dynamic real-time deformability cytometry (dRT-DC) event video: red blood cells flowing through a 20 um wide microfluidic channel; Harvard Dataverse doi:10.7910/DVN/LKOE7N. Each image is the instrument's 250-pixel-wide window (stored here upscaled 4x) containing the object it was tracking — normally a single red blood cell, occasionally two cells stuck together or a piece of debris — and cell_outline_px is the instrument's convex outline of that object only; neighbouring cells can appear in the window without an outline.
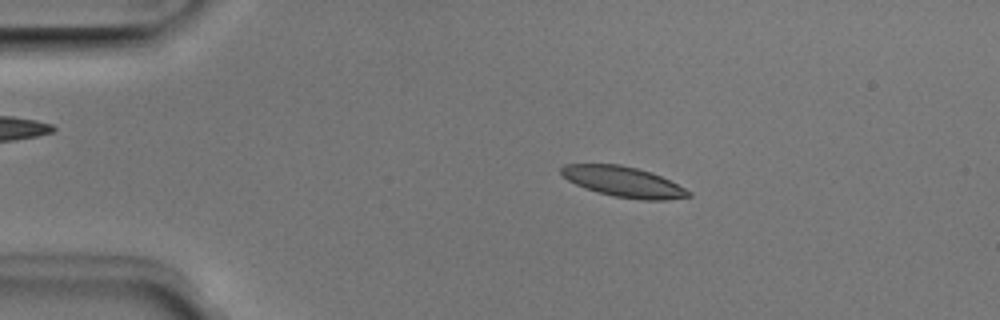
{"species": "Egyptian fruit bat (a non-hibernating species)", "species_latin": "Rousettus aegyptiacus", "temperature_condition": "room temperature", "stored_images_in_passage": 51, "camera_frame_rate_fps": 3000, "um_per_image_px": 0.085, "animal": {"sex": "male"}, "frame": {"image": 1, "passage_image": 10, "time_ms": 3.0, "image_size_px": [1000, 320], "cell_outline_px": [[692, 196], [664, 200], [644, 200], [612, 196], [584, 188], [568, 180], [560, 172], [560, 168], [564, 164], [620, 164], [652, 172], [692, 192]], "centroid_in_image_um": [52.98, 15.45], "position_along_channel_um": 32.0, "area_um2": 22.43}}
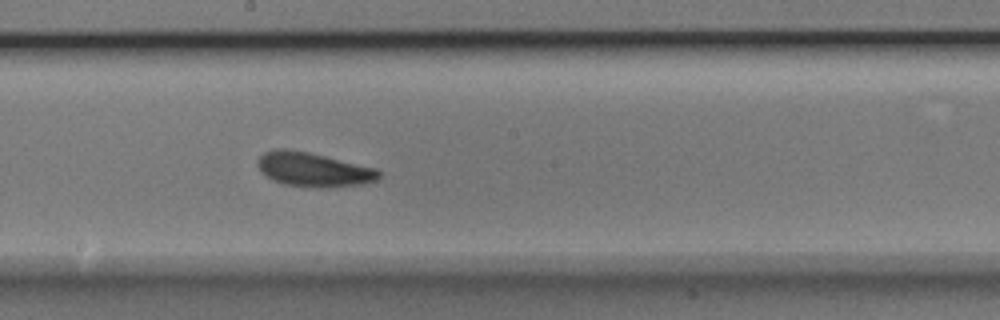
{"frame": {"image": 2, "passage_image": 28, "time_ms": 9.0, "image_size_px": [1000, 320], "cell_outline_px": [[380, 176], [376, 180], [364, 184], [328, 188], [320, 188], [284, 184], [272, 180], [260, 172], [256, 164], [256, 160], [264, 152], [276, 148], [284, 148], [308, 152], [376, 168], [380, 172]], "centroid_in_image_um": [26.6, 14.41], "position_along_channel_um": 221.6, "area_um2": 24.33}}
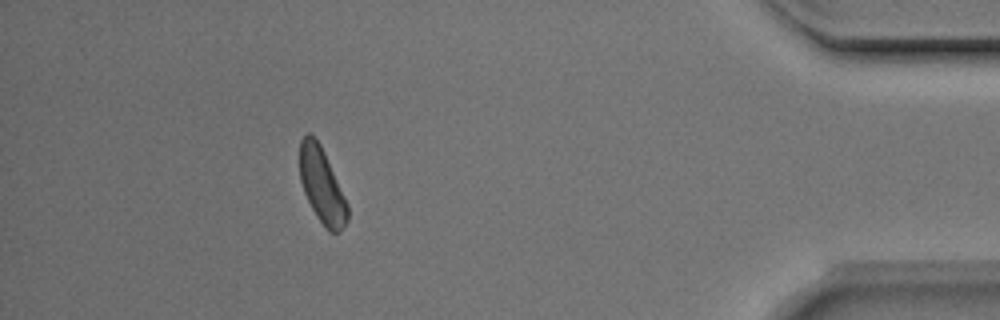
{"frame": {"image": 3, "passage_image": 46, "time_ms": 15.0, "image_size_px": [1000, 320], "cell_outline_px": [[348, 220], [336, 232], [328, 232], [324, 228], [316, 216], [304, 192], [300, 180], [300, 140], [308, 132], [320, 144], [324, 152], [348, 204]], "centroid_in_image_um": [27.35, 15.79], "position_along_channel_um": 407.9, "area_um2": 20.58}, "authors_computed_cell_mechanics": {"area_um2": 22.3108, "velocity_mm_per_s": 3.9724, "shape_relaxation_time_tau1_ms": 6.4658, "shape_relaxation_time_tau2_ms": 5.6428, "deformation_change_tau1": 0.1617, "deformation_change_tau2": 0.1518}}